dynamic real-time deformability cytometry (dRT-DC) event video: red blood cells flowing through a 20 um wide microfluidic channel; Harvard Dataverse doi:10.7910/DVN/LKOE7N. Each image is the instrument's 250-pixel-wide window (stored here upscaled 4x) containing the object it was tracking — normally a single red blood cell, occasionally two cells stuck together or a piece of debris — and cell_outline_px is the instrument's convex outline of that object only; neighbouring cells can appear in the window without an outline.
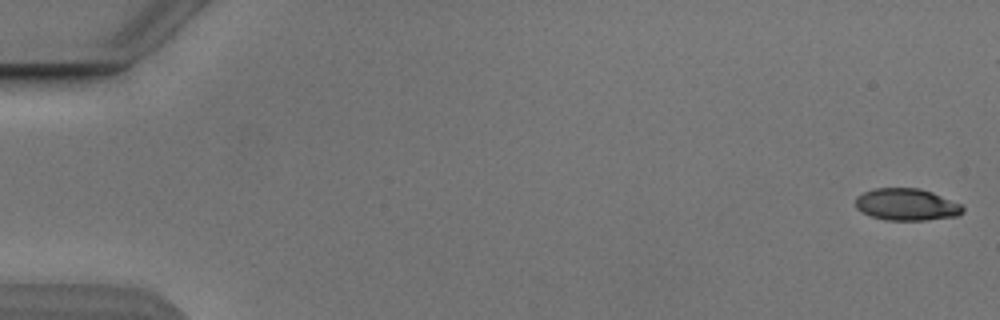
{"species": "Egyptian fruit bat (a non-hibernating species)", "species_latin": "Rousettus aegyptiacus", "temperature_condition": "cold", "stored_images_in_passage": 47, "camera_frame_rate_fps": 3000, "um_per_image_px": 0.085, "animal": {"sex": "male"}, "frame": {"image": 1, "passage_image": 1, "time_ms": 0.0, "image_size_px": [1000, 320], "cell_outline_px": [[964, 212], [956, 216], [924, 220], [884, 220], [872, 216], [856, 208], [856, 196], [864, 192], [876, 188], [920, 188], [932, 192], [960, 204], [964, 208]], "centroid_in_image_um": [77.06, 17.38], "position_along_channel_um": 7.9, "area_um2": 19.83}}
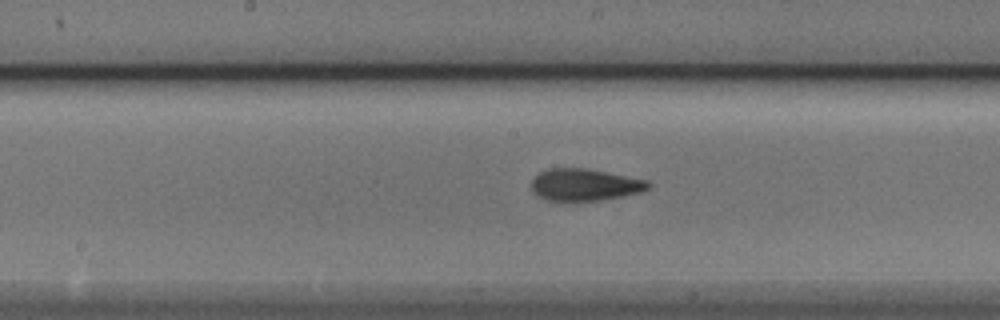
{"frame": {"image": 2, "passage_image": 28, "time_ms": 9.0, "image_size_px": [1000, 320], "cell_outline_px": [[652, 184], [648, 188], [640, 192], [624, 196], [600, 200], [560, 204], [544, 200], [532, 188], [532, 180], [540, 172], [548, 168], [584, 168], [648, 180]], "centroid_in_image_um": [49.68, 15.75], "position_along_channel_um": 198.5, "area_um2": 22.25}}
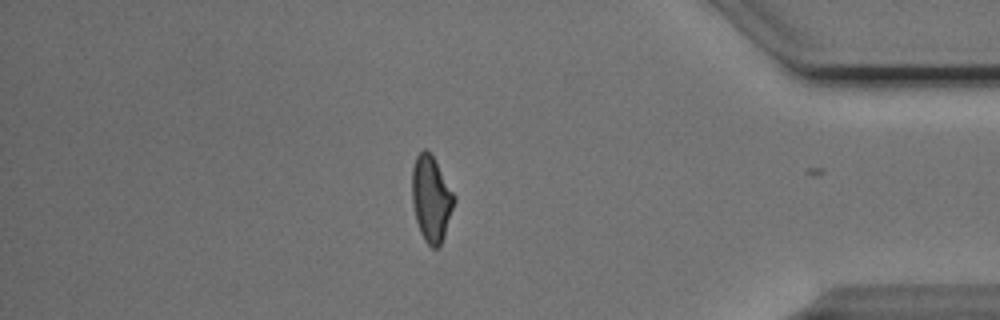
{"frame": {"image": 3, "passage_image": 46, "time_ms": 15.0, "image_size_px": [1000, 320], "cell_outline_px": [[456, 200], [444, 236], [440, 244], [436, 248], [432, 248], [424, 240], [420, 232], [416, 220], [412, 200], [412, 168], [416, 156], [424, 148], [432, 156], [456, 196]], "centroid_in_image_um": [36.65, 16.9], "position_along_channel_um": 398.5, "area_um2": 20.87}, "authors_computed_cell_mechanics": {"area_um2": 21.3282, "velocity_mm_per_s": 3.8603, "shape_relaxation_time_tau1_ms": 5.3729, "shape_relaxation_time_tau2_ms": 1.6081, "deformation_change_tau1": 0.1822, "deformation_change_tau2": 0.0846}}